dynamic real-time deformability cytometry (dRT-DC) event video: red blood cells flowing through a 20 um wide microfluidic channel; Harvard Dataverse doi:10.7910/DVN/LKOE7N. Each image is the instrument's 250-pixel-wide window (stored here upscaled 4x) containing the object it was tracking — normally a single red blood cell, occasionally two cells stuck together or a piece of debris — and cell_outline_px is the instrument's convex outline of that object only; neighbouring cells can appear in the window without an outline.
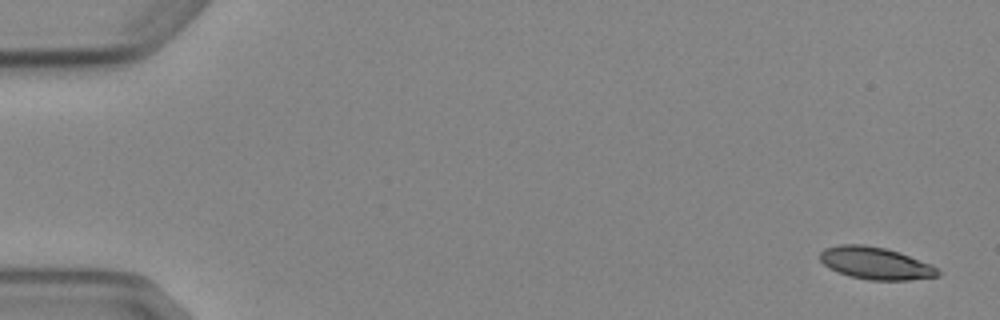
{"species": "Egyptian fruit bat (a non-hibernating species)", "species_latin": "Rousettus aegyptiacus", "temperature_condition": "cold", "stored_images_in_passage": 5, "camera_frame_rate_fps": 3000, "um_per_image_px": 0.085, "animal": {"sex": "female"}, "frame": {"image": 1, "passage_image": 1, "time_ms": 0.0, "image_size_px": [1000, 320], "cell_outline_px": [[940, 276], [908, 280], [868, 280], [848, 276], [836, 272], [828, 268], [820, 260], [820, 252], [824, 248], [840, 244], [864, 244], [884, 248], [900, 252], [932, 264], [940, 272]], "centroid_in_image_um": [74.41, 22.37], "position_along_channel_um": 10.6, "area_um2": 22.43}}
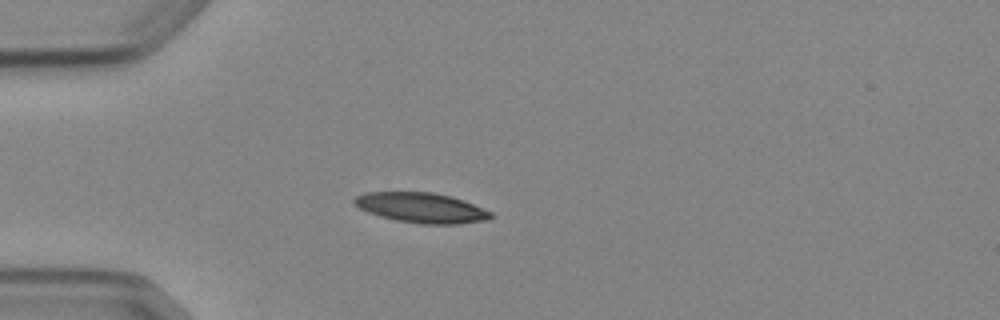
{"frame": {"image": 2, "passage_image": 4, "time_ms": 4.333, "image_size_px": [1000, 320], "cell_outline_px": [[492, 216], [488, 220], [456, 224], [420, 224], [396, 220], [380, 216], [368, 212], [360, 208], [352, 200], [356, 196], [368, 192], [432, 192], [452, 196], [464, 200], [492, 212]], "centroid_in_image_um": [35.84, 17.66], "position_along_channel_um": 49.2, "area_um2": 23.87}}